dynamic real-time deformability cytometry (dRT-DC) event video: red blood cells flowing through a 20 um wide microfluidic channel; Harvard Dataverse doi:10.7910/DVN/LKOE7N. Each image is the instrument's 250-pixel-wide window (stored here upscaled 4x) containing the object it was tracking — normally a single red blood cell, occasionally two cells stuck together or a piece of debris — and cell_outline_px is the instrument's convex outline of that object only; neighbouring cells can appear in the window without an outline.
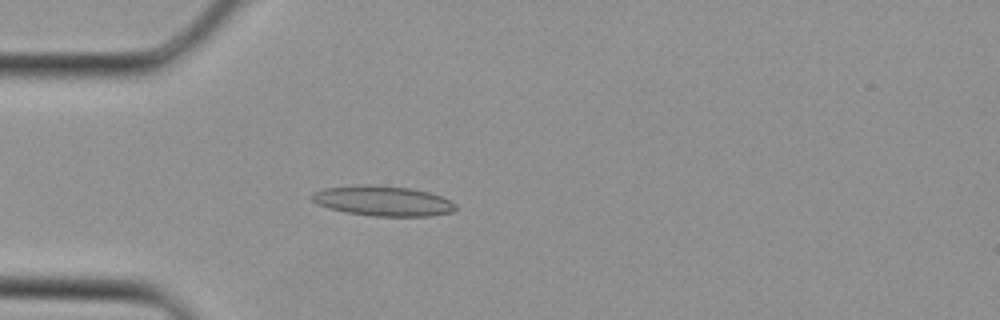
{"species": "Egyptian fruit bat (a non-hibernating species)", "species_latin": "Rousettus aegyptiacus", "temperature_condition": "cold", "stored_images_in_passage": 31, "camera_frame_rate_fps": 3000, "um_per_image_px": 0.085, "animal": {"sex": "female"}, "frame": {"image": 1, "passage_image": 5, "time_ms": 1.333, "image_size_px": [1000, 320], "cell_outline_px": [[456, 208], [452, 212], [428, 216], [376, 216], [348, 212], [328, 208], [312, 200], [312, 192], [324, 188], [360, 184], [368, 184], [412, 188], [428, 192], [440, 196], [456, 204]], "centroid_in_image_um": [32.54, 17.06], "position_along_channel_um": 52.5, "area_um2": 25.03}}
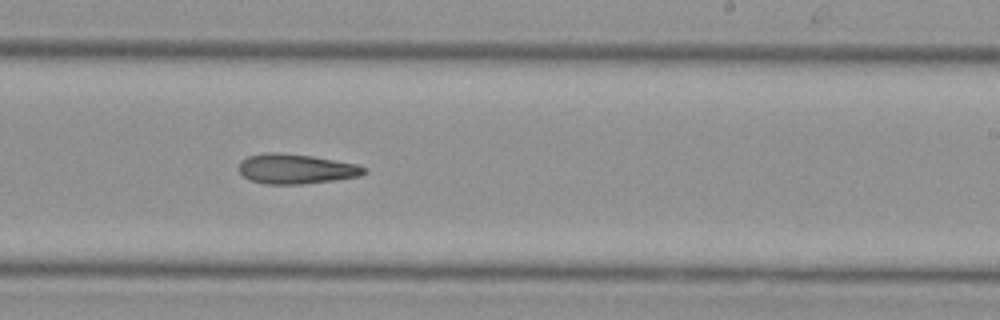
{"frame": {"image": 2, "passage_image": 17, "time_ms": 5.333, "image_size_px": [1000, 320], "cell_outline_px": [[368, 172], [360, 176], [332, 180], [300, 184], [264, 184], [248, 180], [240, 172], [240, 160], [248, 156], [264, 152], [280, 152], [312, 156], [356, 164], [368, 168]], "centroid_in_image_um": [25.15, 14.35], "position_along_channel_um": 263.9, "area_um2": 21.85}}
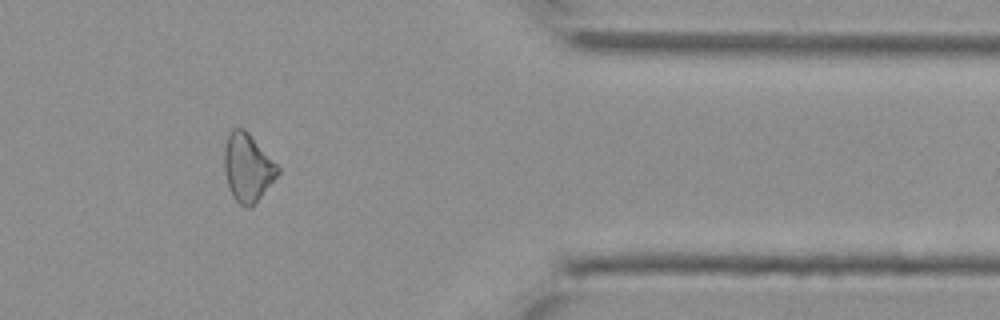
{"frame": {"image": 3, "passage_image": 25, "time_ms": 8.0, "image_size_px": [1000, 320], "cell_outline_px": [[280, 172], [252, 208], [248, 208], [240, 204], [232, 196], [224, 172], [224, 148], [228, 136], [232, 128], [244, 128], [248, 132], [280, 168]], "centroid_in_image_um": [21.04, 14.26], "position_along_channel_um": 390.4, "area_um2": 21.1}}